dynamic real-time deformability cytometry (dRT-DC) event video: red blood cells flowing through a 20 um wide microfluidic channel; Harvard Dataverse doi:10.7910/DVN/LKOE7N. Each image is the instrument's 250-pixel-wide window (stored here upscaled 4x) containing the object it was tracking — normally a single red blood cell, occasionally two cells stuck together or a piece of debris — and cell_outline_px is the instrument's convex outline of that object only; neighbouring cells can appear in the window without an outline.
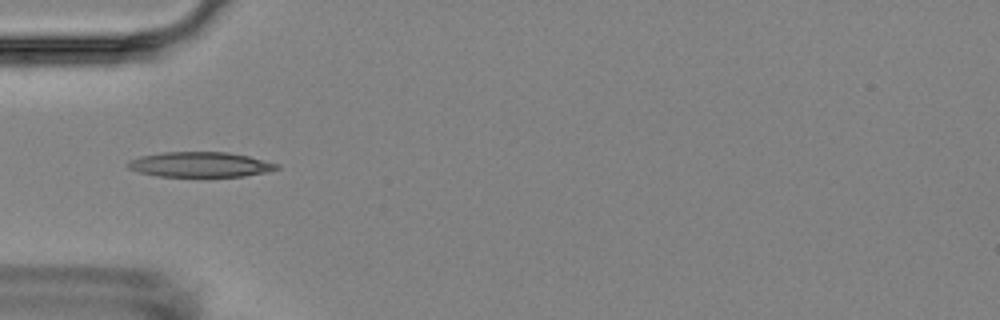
{"species": "Egyptian fruit bat (a non-hibernating species)", "species_latin": "Rousettus aegyptiacus", "temperature_condition": "room temperature", "stored_images_in_passage": 3, "camera_frame_rate_fps": 3000, "um_per_image_px": 0.085, "animal": {"sex": "female"}, "frame": {"image": 1, "passage_image": 1, "time_ms": 0.0, "image_size_px": [1000, 320], "cell_outline_px": [[280, 168], [268, 172], [244, 176], [156, 176], [140, 172], [128, 168], [128, 160], [140, 156], [164, 152], [228, 152], [248, 156], [280, 164]], "centroid_in_image_um": [17.04, 13.98], "position_along_channel_um": 68.0, "area_um2": 21.73}}
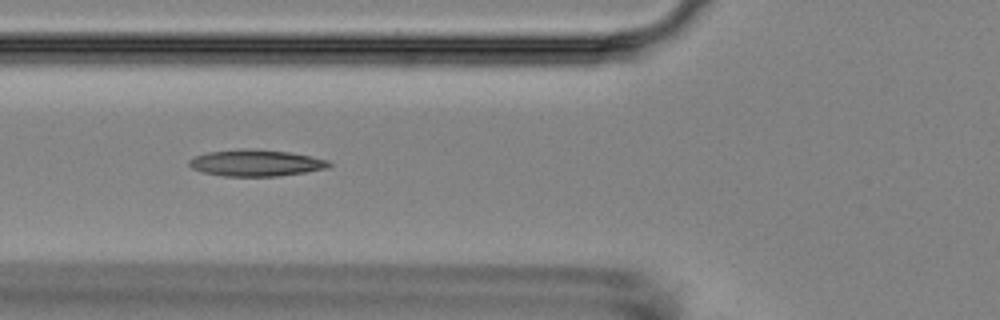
{"frame": {"image": 2, "passage_image": 2, "time_ms": 1.0, "image_size_px": [1000, 320], "cell_outline_px": [[332, 164], [328, 168], [304, 172], [276, 176], [224, 176], [204, 172], [192, 168], [188, 164], [188, 160], [196, 156], [208, 152], [240, 148], [288, 152], [328, 160]], "centroid_in_image_um": [21.73, 13.85], "position_along_channel_um": 104.1, "area_um2": 21.33}}